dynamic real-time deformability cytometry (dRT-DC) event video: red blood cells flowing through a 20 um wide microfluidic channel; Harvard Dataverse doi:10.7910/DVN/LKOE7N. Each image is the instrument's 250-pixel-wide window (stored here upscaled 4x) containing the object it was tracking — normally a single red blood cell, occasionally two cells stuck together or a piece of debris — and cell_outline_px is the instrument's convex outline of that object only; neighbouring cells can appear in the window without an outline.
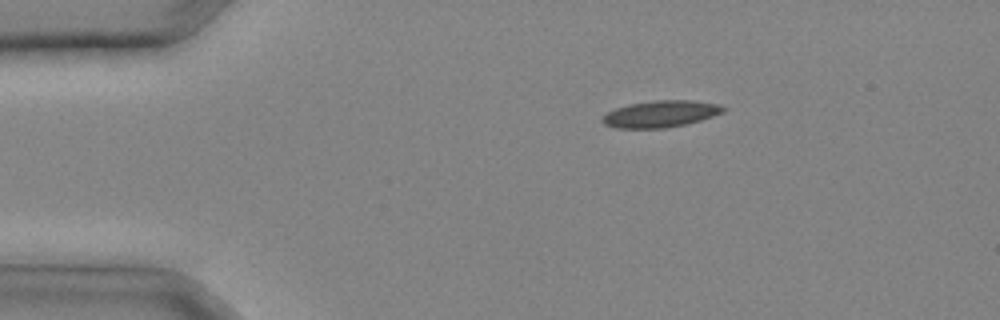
{"species": "common noctule bat (a hibernating species)", "species_latin": "Nyctalus noctula", "temperature_condition": "cold", "stored_images_in_passage": 25, "camera_frame_rate_fps": 3000, "um_per_image_px": 0.085, "animal": {"sex": "male", "body_mass_g": 20.4}, "frame": {"image": 1, "passage_image": 1, "time_ms": 0.0, "image_size_px": [1000, 320], "cell_outline_px": [[728, 108], [724, 112], [700, 120], [684, 124], [664, 128], [616, 128], [604, 124], [600, 120], [608, 112], [616, 108], [628, 104], [656, 100], [692, 100], [720, 104]], "centroid_in_image_um": [56.17, 9.67], "position_along_channel_um": 28.8, "area_um2": 18.79}}
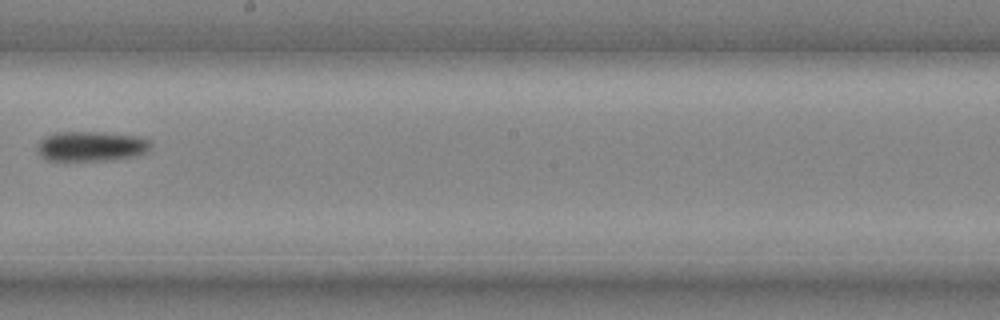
{"frame": {"image": 2, "passage_image": 14, "time_ms": 4.333, "image_size_px": [1000, 320], "cell_outline_px": [[152, 148], [148, 152], [140, 156], [116, 160], [48, 160], [40, 156], [36, 152], [36, 144], [44, 136], [52, 132], [92, 132], [136, 136], [148, 140], [152, 144]], "centroid_in_image_um": [7.74, 12.44], "position_along_channel_um": 240.5, "area_um2": 20.17}}
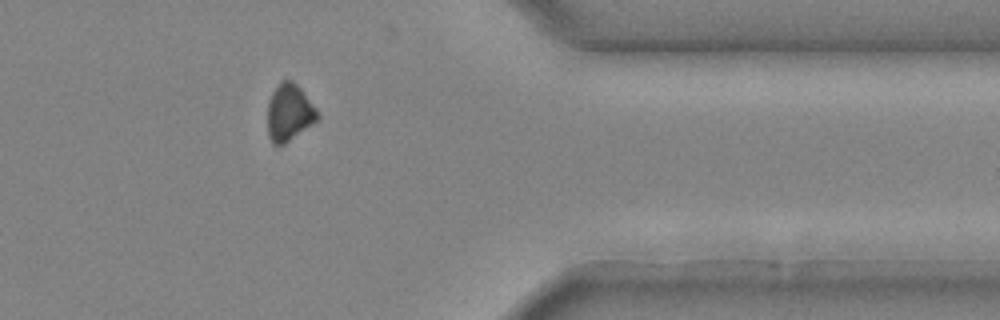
{"frame": {"image": 3, "passage_image": 22, "time_ms": 7.0, "image_size_px": [1000, 320], "cell_outline_px": [[320, 120], [284, 144], [272, 144], [268, 136], [268, 104], [272, 92], [284, 80], [292, 80], [300, 88], [316, 108], [320, 116]], "centroid_in_image_um": [24.61, 9.6], "position_along_channel_um": 386.8, "area_um2": 16.53}}